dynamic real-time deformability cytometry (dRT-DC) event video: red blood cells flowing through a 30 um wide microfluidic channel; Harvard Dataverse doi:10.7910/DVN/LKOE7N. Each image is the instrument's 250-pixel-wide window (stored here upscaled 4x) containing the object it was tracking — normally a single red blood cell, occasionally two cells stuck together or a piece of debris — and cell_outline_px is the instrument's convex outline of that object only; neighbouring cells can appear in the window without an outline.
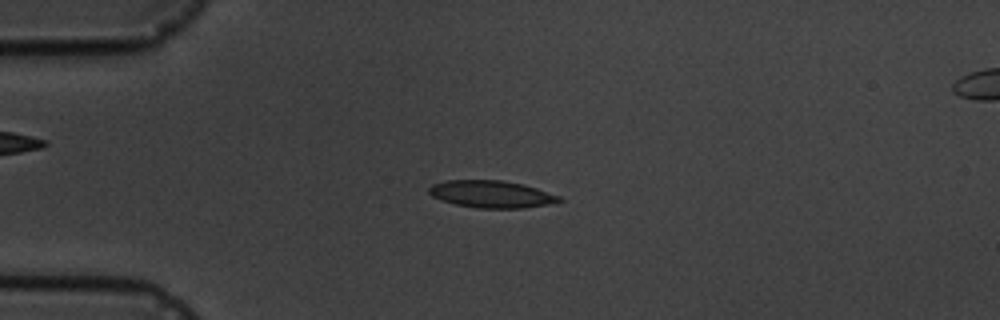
{"species": "common noctule bat (a hibernating species)", "species_latin": "Nyctalus noctula", "temperature_condition": "cold", "stored_images_in_passage": 4, "camera_frame_rate_fps": 3000, "um_per_image_px": 0.085, "animal": {"sex": "male", "body_mass_g": 19.5, "forearm_length_mm": 54.6}, "frame": {"image": 1, "passage_image": 3, "time_ms": 2.333, "image_size_px": [1000, 320], "cell_outline_px": [[564, 200], [548, 204], [524, 208], [480, 208], [456, 204], [440, 200], [432, 196], [428, 192], [428, 188], [432, 184], [448, 180], [500, 180], [524, 184], [560, 196]], "centroid_in_image_um": [41.76, 16.5], "position_along_channel_um": 43.2, "area_um2": 20.58}}